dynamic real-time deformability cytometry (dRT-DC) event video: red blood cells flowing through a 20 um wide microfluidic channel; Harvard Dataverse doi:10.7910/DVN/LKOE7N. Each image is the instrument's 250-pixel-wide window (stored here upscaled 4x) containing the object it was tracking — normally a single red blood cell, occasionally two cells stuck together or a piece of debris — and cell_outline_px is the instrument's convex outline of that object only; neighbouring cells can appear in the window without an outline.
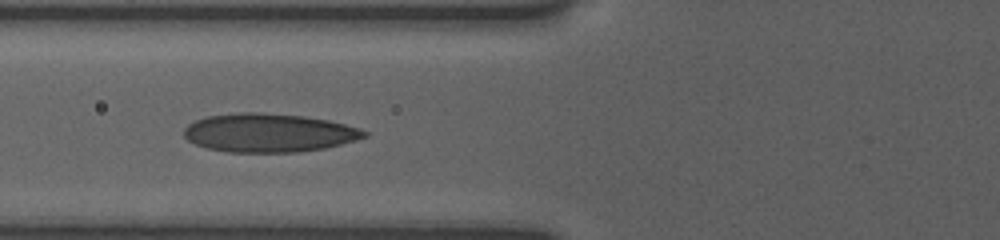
{"species": "human", "species_latin": "Homo sapiens", "temperature_condition": "room temperature", "stored_images_in_passage": 13, "camera_frame_rate_fps": 3000, "um_per_image_px": 0.085, "donor": {"sex": "female"}, "frame": {"image": 1, "passage_image": 6, "time_ms": 1.667, "image_size_px": [1000, 240], "cell_outline_px": [[368, 136], [356, 140], [324, 148], [300, 152], [228, 152], [208, 148], [196, 144], [188, 140], [184, 136], [184, 128], [188, 124], [196, 120], [208, 116], [240, 112], [260, 112], [304, 116], [328, 120], [360, 128], [368, 132]], "centroid_in_image_um": [22.86, 11.29], "position_along_channel_um": 102.9, "area_um2": 40.52}}
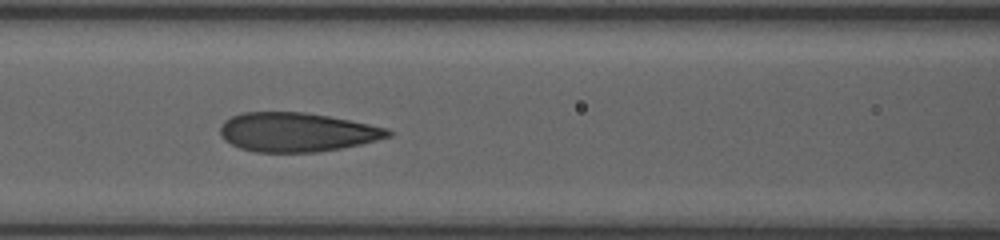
{"frame": {"image": 2, "passage_image": 10, "time_ms": 2.667, "image_size_px": [1000, 240], "cell_outline_px": [[392, 136], [360, 144], [340, 148], [316, 152], [256, 152], [240, 148], [224, 140], [220, 136], [220, 128], [224, 120], [240, 112], [304, 112], [328, 116], [388, 128], [392, 132]], "centroid_in_image_um": [25.2, 11.23], "position_along_channel_um": 141.4, "area_um2": 38.15}}
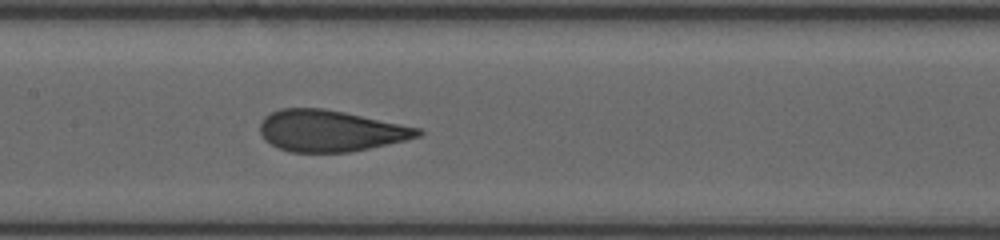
{"frame": {"image": 3, "passage_image": 13, "time_ms": 3.667, "image_size_px": [1000, 240], "cell_outline_px": [[424, 132], [420, 136], [404, 140], [368, 148], [348, 152], [292, 152], [280, 148], [264, 140], [260, 132], [260, 124], [264, 116], [280, 108], [324, 108], [344, 112], [420, 128]], "centroid_in_image_um": [28.05, 11.11], "position_along_channel_um": 179.4, "area_um2": 37.74}}